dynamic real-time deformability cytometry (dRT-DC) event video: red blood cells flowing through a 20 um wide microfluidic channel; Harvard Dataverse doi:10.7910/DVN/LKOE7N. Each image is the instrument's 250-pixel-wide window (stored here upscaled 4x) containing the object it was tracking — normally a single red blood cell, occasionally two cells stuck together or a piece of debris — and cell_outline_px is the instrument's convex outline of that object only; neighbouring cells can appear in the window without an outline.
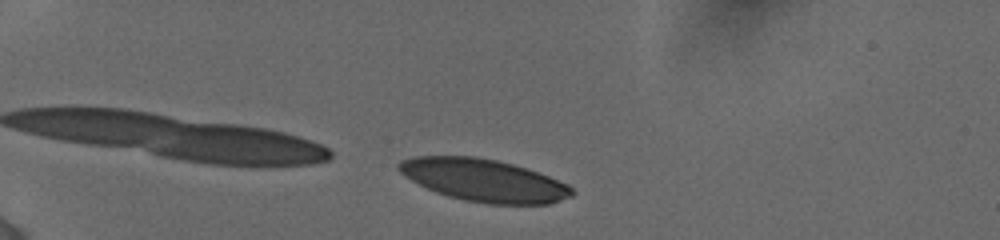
{"species": "human", "species_latin": "Homo sapiens", "temperature_condition": "cold", "stored_images_in_passage": 15, "camera_frame_rate_fps": 3000, "um_per_image_px": 0.085, "donor": {"sex": "female"}, "frame": {"image": 1, "passage_image": 3, "time_ms": 0.667, "image_size_px": [1000, 240], "cell_outline_px": [[576, 192], [572, 196], [548, 204], [488, 204], [464, 200], [448, 196], [436, 192], [412, 180], [400, 172], [396, 168], [396, 164], [400, 160], [416, 156], [476, 156], [496, 160], [512, 164], [548, 176], [568, 184]], "centroid_in_image_um": [41.12, 15.32], "position_along_channel_um": 43.9, "area_um2": 42.66}}
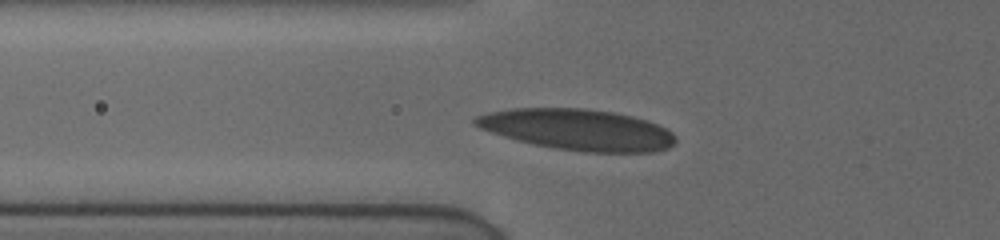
{"frame": {"image": 2, "passage_image": 11, "time_ms": 3.0, "image_size_px": [1000, 240], "cell_outline_px": [[676, 140], [668, 148], [656, 152], [584, 152], [552, 148], [532, 144], [516, 140], [480, 128], [472, 124], [472, 120], [476, 116], [488, 112], [512, 108], [584, 108], [612, 112], [632, 116], [648, 120], [672, 132], [676, 136]], "centroid_in_image_um": [49.09, 11.02], "position_along_channel_um": 76.7, "area_um2": 48.09}}
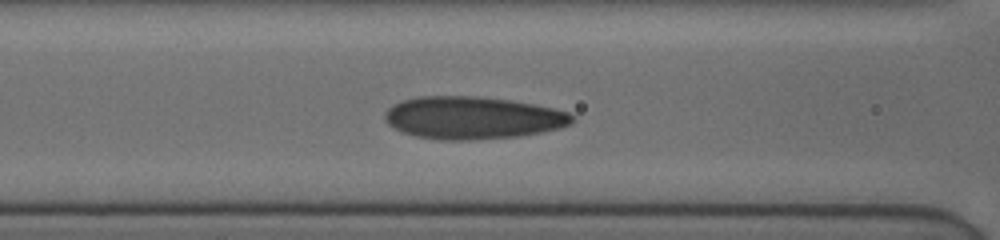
{"frame": {"image": 3, "passage_image": 14, "time_ms": 4.333, "image_size_px": [1000, 240], "cell_outline_px": [[572, 124], [560, 128], [520, 136], [468, 140], [440, 140], [416, 136], [404, 132], [388, 124], [384, 120], [384, 112], [388, 108], [404, 100], [416, 96], [476, 96], [508, 100], [532, 104], [552, 108], [568, 112], [572, 116]], "centroid_in_image_um": [40.15, 10.01], "position_along_channel_um": 126.5, "area_um2": 46.12}}